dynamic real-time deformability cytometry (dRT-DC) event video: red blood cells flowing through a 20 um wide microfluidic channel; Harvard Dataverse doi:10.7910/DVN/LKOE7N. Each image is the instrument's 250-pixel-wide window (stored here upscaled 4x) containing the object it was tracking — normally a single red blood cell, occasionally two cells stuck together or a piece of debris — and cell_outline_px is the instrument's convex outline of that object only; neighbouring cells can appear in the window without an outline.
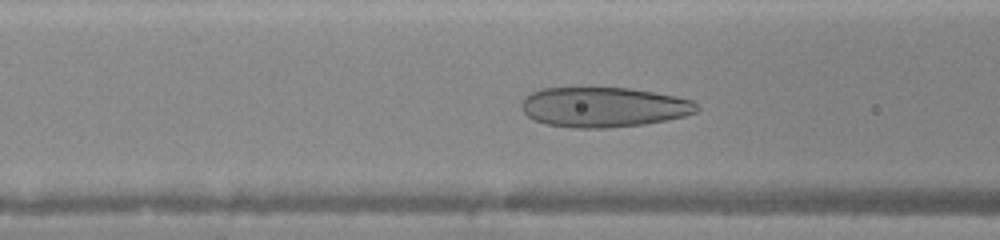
{"species": "human", "species_latin": "Homo sapiens", "temperature_condition": "warm", "stored_images_in_passage": 39, "camera_frame_rate_fps": 3000, "um_per_image_px": 0.085, "donor": {"sex": "female"}, "frame": {"image": 1, "passage_image": 13, "time_ms": 4.0, "image_size_px": [1000, 240], "cell_outline_px": [[700, 108], [696, 112], [684, 116], [644, 124], [608, 128], [576, 128], [544, 124], [532, 120], [520, 108], [520, 104], [524, 96], [540, 88], [588, 84], [632, 88], [676, 96], [692, 100]], "centroid_in_image_um": [51.22, 9.05], "position_along_channel_um": 115.4, "area_um2": 42.43}}
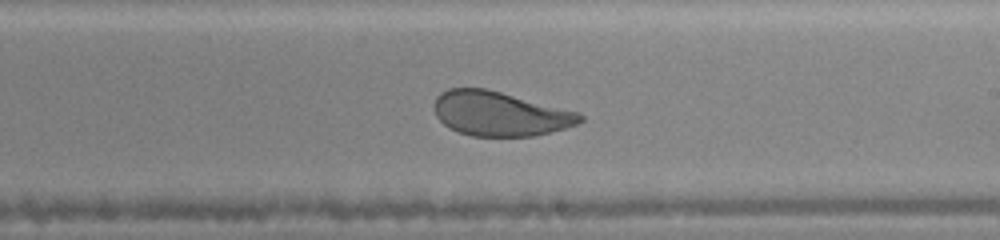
{"frame": {"image": 2, "passage_image": 22, "time_ms": 7.0, "image_size_px": [1000, 240], "cell_outline_px": [[584, 120], [576, 124], [564, 128], [532, 136], [472, 136], [448, 128], [436, 116], [436, 96], [440, 92], [448, 88], [484, 88], [580, 112], [584, 116]], "centroid_in_image_um": [42.49, 9.66], "position_along_channel_um": 246.5, "area_um2": 37.45}}
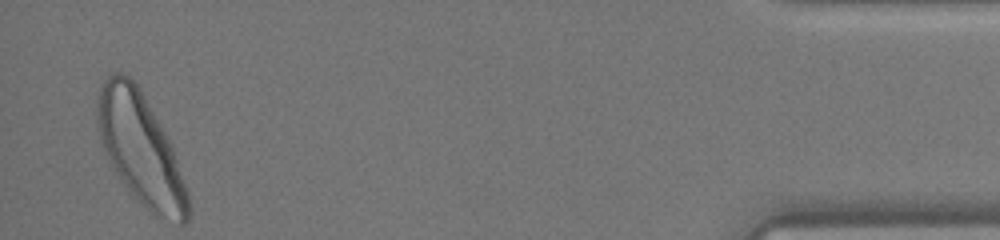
{"frame": {"image": 3, "passage_image": 39, "time_ms": 12.667, "image_size_px": [1000, 240], "cell_outline_px": [[192, 208], [188, 220], [184, 224], [180, 224], [160, 220], [124, 184], [108, 156], [104, 148], [100, 136], [96, 116], [96, 100], [100, 84], [112, 72], [120, 72], [128, 76], [136, 84], [164, 132], [172, 148], [188, 192], [192, 204]], "centroid_in_image_um": [11.97, 12.7], "position_along_channel_um": 423.2, "area_um2": 57.68}}